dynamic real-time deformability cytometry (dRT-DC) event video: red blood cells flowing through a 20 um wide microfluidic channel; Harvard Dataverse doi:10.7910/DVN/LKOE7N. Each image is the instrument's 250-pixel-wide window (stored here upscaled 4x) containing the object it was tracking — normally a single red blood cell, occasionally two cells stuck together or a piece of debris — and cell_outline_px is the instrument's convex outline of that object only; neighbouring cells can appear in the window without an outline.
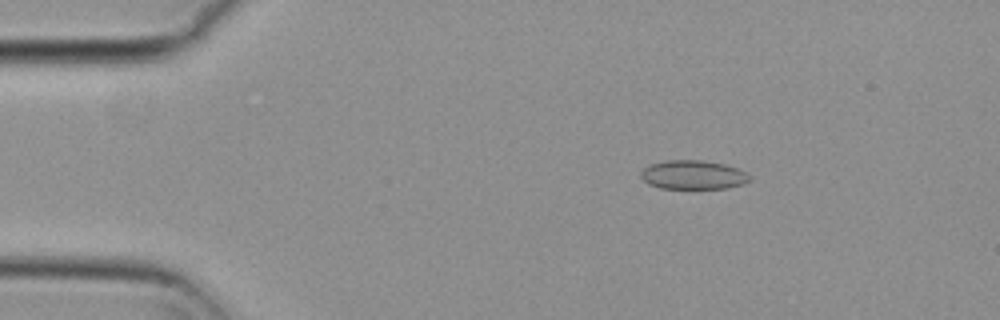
{"species": "common noctule bat (a hibernating species)", "species_latin": "Nyctalus noctula", "temperature_condition": "cold", "stored_images_in_passage": 55, "camera_frame_rate_fps": 3000, "um_per_image_px": 0.085, "animal": {"sex": "female", "body_mass_g": 29.2, "forearm_length_mm": 56.3}, "frame": {"image": 1, "passage_image": 9, "time_ms": 2.667, "image_size_px": [1000, 320], "cell_outline_px": [[752, 180], [744, 184], [724, 188], [660, 188], [648, 184], [640, 176], [640, 172], [648, 164], [668, 160], [704, 160], [724, 164], [736, 168], [752, 176]], "centroid_in_image_um": [58.91, 14.86], "position_along_channel_um": 26.1, "area_um2": 18.44}}
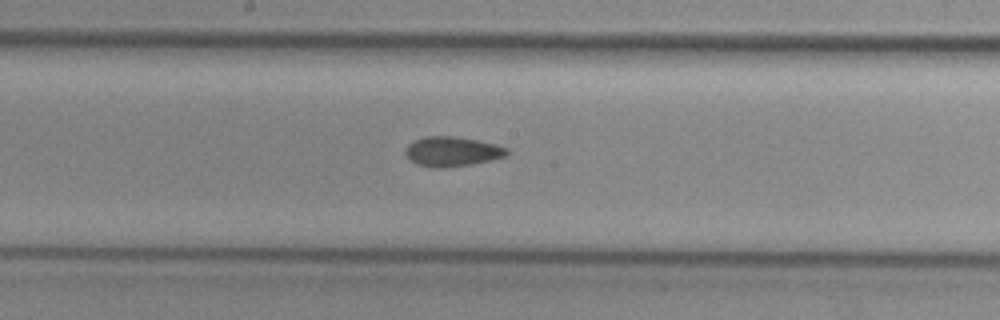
{"frame": {"image": 2, "passage_image": 29, "time_ms": 9.333, "image_size_px": [1000, 320], "cell_outline_px": [[508, 152], [504, 156], [472, 164], [444, 168], [432, 168], [416, 164], [404, 152], [408, 144], [412, 140], [424, 136], [452, 136], [476, 140], [496, 144], [508, 148]], "centroid_in_image_um": [38.39, 12.87], "position_along_channel_um": 209.8, "area_um2": 17.51}}
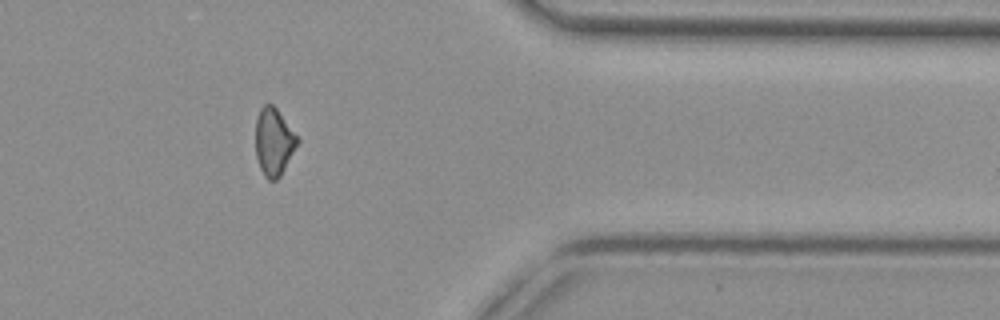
{"frame": {"image": 3, "passage_image": 45, "time_ms": 14.667, "image_size_px": [1000, 320], "cell_outline_px": [[300, 140], [280, 176], [276, 180], [268, 180], [264, 176], [260, 168], [256, 156], [256, 120], [260, 108], [264, 104], [272, 104], [276, 108]], "centroid_in_image_um": [23.26, 12.06], "position_along_channel_um": 388.1, "area_um2": 16.24}, "authors_computed_cell_mechanics": {"area_um2": 17.34, "velocity_mm_per_s": 3.7201, "shape_relaxation_time_tau1_ms": null, "shape_relaxation_time_tau2_ms": 7.6447, "deformation_change_tau1": null, "deformation_change_tau2": 0.1347}}